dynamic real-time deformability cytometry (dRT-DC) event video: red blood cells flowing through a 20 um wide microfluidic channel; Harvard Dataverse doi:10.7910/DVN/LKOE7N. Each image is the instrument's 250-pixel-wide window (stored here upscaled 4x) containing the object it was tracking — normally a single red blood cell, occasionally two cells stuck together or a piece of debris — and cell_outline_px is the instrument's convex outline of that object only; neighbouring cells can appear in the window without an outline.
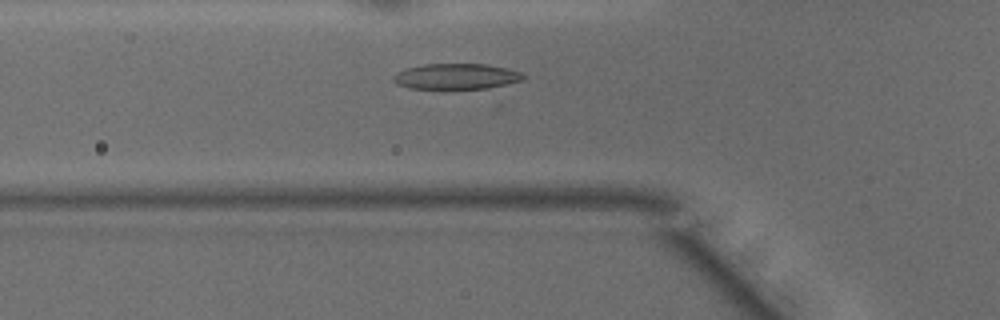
{"species": "common noctule bat (a hibernating species)", "species_latin": "Nyctalus noctula", "temperature_condition": "warm", "stored_images_in_passage": 27, "camera_frame_rate_fps": 3000, "um_per_image_px": 0.085, "animal": {"sex": "male", "body_mass_g": 15.6}, "frame": {"image": 1, "passage_image": 6, "time_ms": 1.667, "image_size_px": [1000, 320], "cell_outline_px": [[524, 80], [500, 88], [408, 88], [392, 80], [392, 76], [396, 72], [408, 68], [424, 64], [484, 64], [508, 68], [520, 72], [524, 76]], "centroid_in_image_um": [38.86, 6.5], "position_along_channel_um": 86.9, "area_um2": 19.54}}
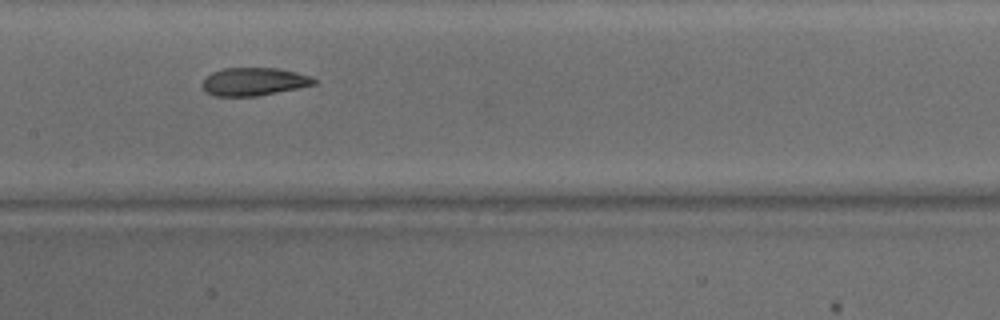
{"frame": {"image": 2, "passage_image": 13, "time_ms": 4.0, "image_size_px": [1000, 320], "cell_outline_px": [[316, 84], [300, 88], [256, 96], [212, 96], [200, 84], [212, 72], [224, 68], [276, 68], [296, 72], [312, 76], [316, 80]], "centroid_in_image_um": [21.61, 6.94], "position_along_channel_um": 185.8, "area_um2": 18.21}}
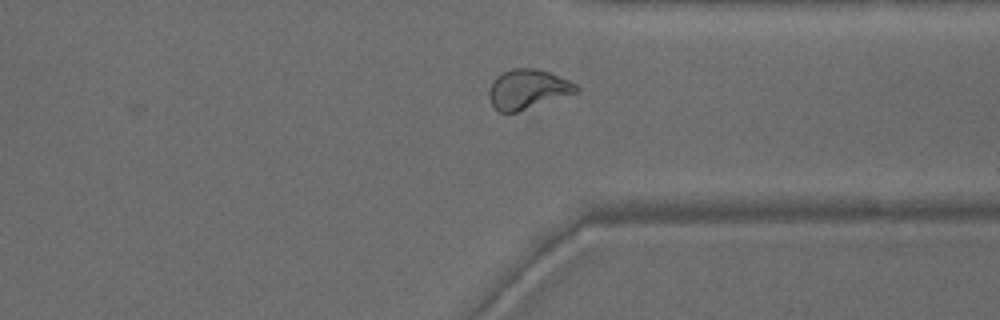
{"frame": {"image": 3, "passage_image": 26, "time_ms": 8.333, "image_size_px": [1000, 320], "cell_outline_px": [[580, 92], [516, 112], [500, 112], [492, 104], [488, 96], [488, 92], [496, 76], [512, 68], [536, 68], [548, 72], [568, 80], [576, 84], [580, 88]], "centroid_in_image_um": [44.88, 7.58], "position_along_channel_um": 366.5, "area_um2": 20.0}}